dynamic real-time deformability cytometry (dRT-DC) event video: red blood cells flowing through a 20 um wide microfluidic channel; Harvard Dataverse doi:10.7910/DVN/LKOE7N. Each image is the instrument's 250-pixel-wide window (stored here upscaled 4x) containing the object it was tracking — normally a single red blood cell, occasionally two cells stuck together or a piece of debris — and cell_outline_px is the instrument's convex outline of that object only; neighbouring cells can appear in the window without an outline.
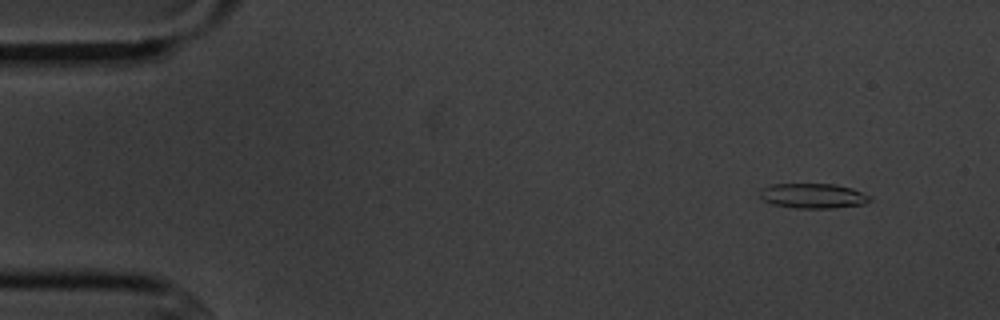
{"species": "common noctule bat (a hibernating species)", "species_latin": "Nyctalus noctula", "temperature_condition": "cold", "stored_images_in_passage": 4, "camera_frame_rate_fps": 3000, "um_per_image_px": 0.085, "animal": {"sex": "male", "body_mass_g": 20.1, "forearm_length_mm": 53.5}, "frame": {"image": 1, "passage_image": 1, "time_ms": 0.0, "image_size_px": [1000, 320], "cell_outline_px": [[872, 200], [864, 204], [832, 208], [796, 208], [772, 204], [764, 200], [760, 196], [760, 192], [764, 188], [772, 184], [836, 184], [852, 188], [872, 196]], "centroid_in_image_um": [69.16, 16.65], "position_along_channel_um": 15.8, "area_um2": 15.95}}